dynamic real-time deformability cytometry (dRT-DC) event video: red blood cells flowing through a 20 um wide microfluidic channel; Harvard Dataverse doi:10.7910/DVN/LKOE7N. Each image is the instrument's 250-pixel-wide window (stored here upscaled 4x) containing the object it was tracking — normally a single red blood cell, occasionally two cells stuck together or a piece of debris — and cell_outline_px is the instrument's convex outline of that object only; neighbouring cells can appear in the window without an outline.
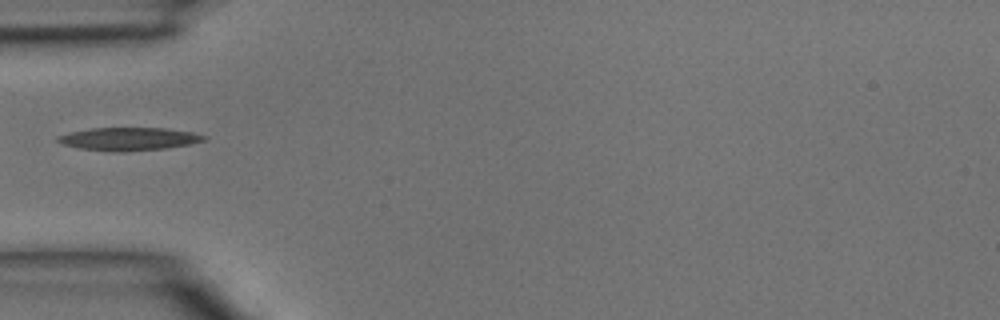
{"species": "common noctule bat (a hibernating species)", "species_latin": "Nyctalus noctula", "temperature_condition": "room temperature", "stored_images_in_passage": 4, "camera_frame_rate_fps": 3000, "um_per_image_px": 0.085, "animal": {"sex": "male", "body_mass_g": 15.6}, "frame": {"image": 1, "passage_image": 4, "time_ms": 1.0, "image_size_px": [1000, 320], "cell_outline_px": [[208, 136], [204, 140], [188, 144], [164, 148], [124, 152], [112, 152], [80, 148], [64, 144], [56, 140], [56, 136], [72, 132], [92, 128], [164, 128], [192, 132]], "centroid_in_image_um": [10.94, 11.81], "position_along_channel_um": 74.1, "area_um2": 19.36}}